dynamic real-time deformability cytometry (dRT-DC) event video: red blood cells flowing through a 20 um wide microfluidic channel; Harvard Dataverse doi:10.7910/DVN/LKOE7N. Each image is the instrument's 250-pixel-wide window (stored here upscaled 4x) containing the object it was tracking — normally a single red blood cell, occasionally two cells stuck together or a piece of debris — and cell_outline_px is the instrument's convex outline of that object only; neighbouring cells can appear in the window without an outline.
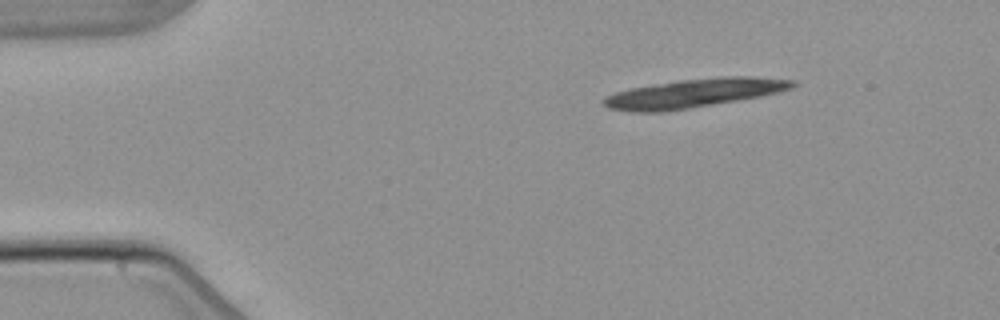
{"species": "common noctule bat (a hibernating species)", "species_latin": "Nyctalus noctula", "temperature_condition": "warm", "stored_images_in_passage": 4, "segment_of_instrument_passage": [2, 2], "camera_frame_rate_fps": 3000, "um_per_image_px": 0.085, "animal": {"sex": "male", "body_mass_g": 21.5, "forearm_length_mm": 52.0}, "frame": {"image": 1, "passage_image": 4, "time_ms": 4.0, "image_size_px": [1000, 320], "cell_outline_px": [[796, 84], [792, 88], [780, 92], [760, 96], [664, 112], [632, 112], [608, 108], [600, 100], [604, 96], [628, 88], [680, 80], [720, 76], [752, 76], [796, 80]], "centroid_in_image_um": [58.96, 7.91], "position_along_channel_um": 26.0, "area_um2": 31.73}}